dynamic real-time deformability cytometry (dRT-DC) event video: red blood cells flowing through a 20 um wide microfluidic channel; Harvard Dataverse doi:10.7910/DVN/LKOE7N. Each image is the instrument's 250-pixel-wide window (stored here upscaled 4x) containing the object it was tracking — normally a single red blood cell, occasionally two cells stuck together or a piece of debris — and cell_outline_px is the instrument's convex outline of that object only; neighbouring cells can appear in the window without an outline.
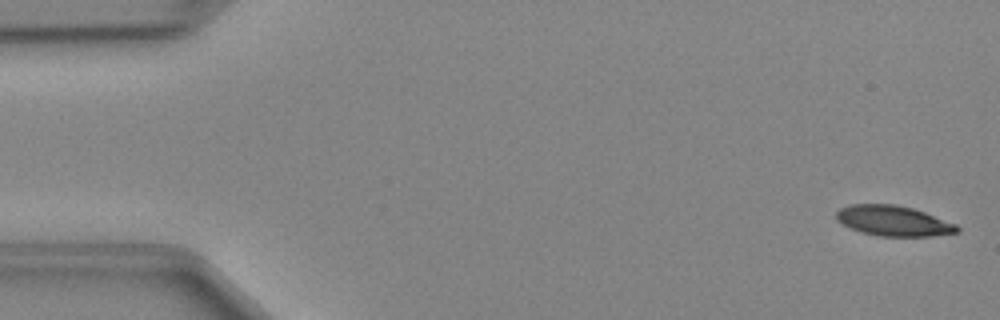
{"species": "Egyptian fruit bat (a non-hibernating species)", "species_latin": "Rousettus aegyptiacus", "temperature_condition": "cold", "stored_images_in_passage": 48, "camera_frame_rate_fps": 3000, "um_per_image_px": 0.085, "animal": {"sex": "female"}, "frame": {"image": 1, "passage_image": 1, "time_ms": 0.0, "image_size_px": [1000, 320], "cell_outline_px": [[960, 232], [932, 236], [880, 236], [860, 232], [836, 220], [836, 212], [840, 208], [848, 204], [896, 204], [912, 208], [924, 212], [956, 224], [960, 228]], "centroid_in_image_um": [75.94, 18.77], "position_along_channel_um": 9.1, "area_um2": 21.33}}
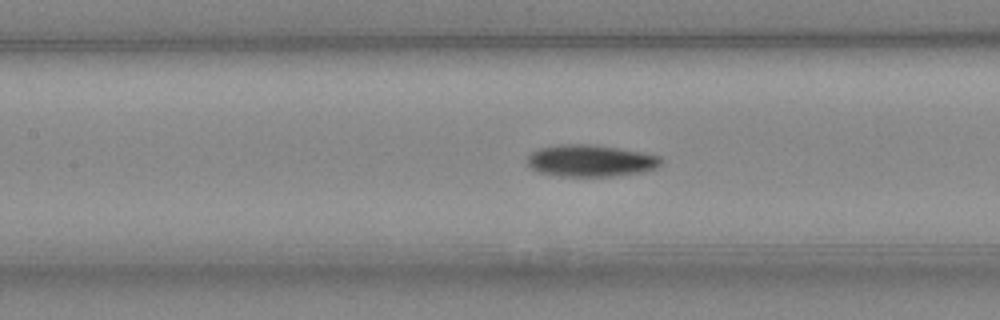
{"frame": {"image": 2, "passage_image": 21, "time_ms": 6.667, "image_size_px": [1000, 320], "cell_outline_px": [[660, 164], [656, 168], [640, 172], [612, 176], [560, 176], [540, 172], [532, 168], [528, 164], [528, 156], [532, 152], [540, 148], [560, 144], [592, 144], [640, 152], [660, 156]], "centroid_in_image_um": [50.18, 13.66], "position_along_channel_um": 157.2, "area_um2": 24.45}}
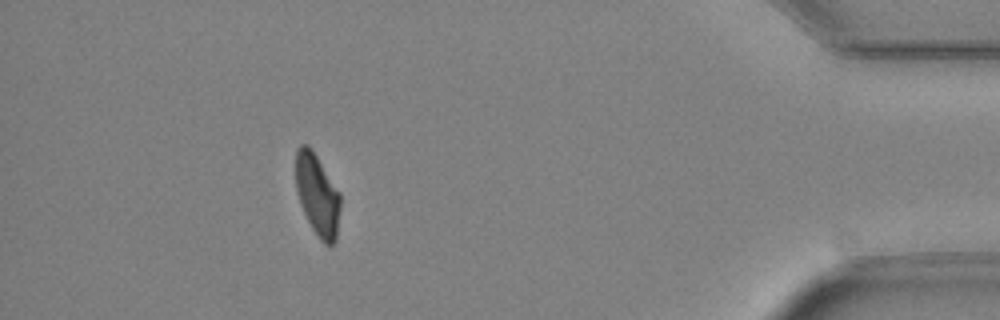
{"frame": {"image": 3, "passage_image": 43, "time_ms": 14.0, "image_size_px": [1000, 320], "cell_outline_px": [[340, 208], [336, 240], [332, 244], [324, 244], [320, 240], [312, 228], [300, 204], [296, 188], [296, 148], [300, 144], [308, 144], [312, 148], [340, 192]], "centroid_in_image_um": [26.98, 16.53], "position_along_channel_um": 408.2, "area_um2": 21.33}}